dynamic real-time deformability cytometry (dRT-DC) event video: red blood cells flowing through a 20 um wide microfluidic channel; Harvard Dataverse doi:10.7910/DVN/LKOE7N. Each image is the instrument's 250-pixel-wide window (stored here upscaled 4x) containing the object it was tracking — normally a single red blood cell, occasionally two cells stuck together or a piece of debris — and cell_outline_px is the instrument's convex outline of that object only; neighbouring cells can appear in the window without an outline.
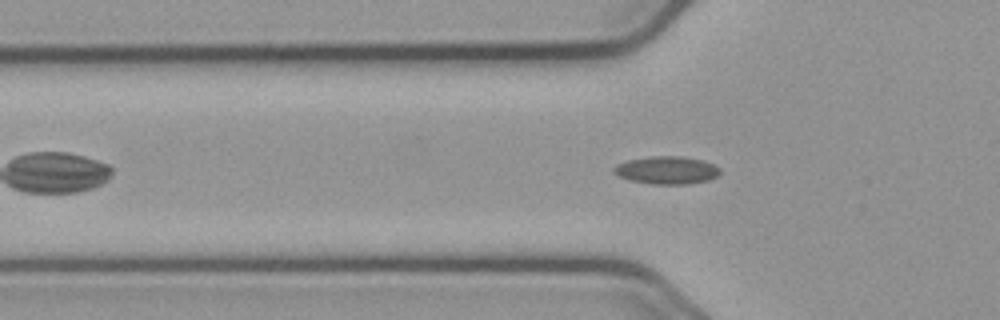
{"species": "common noctule bat (a hibernating species)", "species_latin": "Nyctalus noctula", "temperature_condition": "cold", "stored_images_in_passage": 50, "camera_frame_rate_fps": 3000, "um_per_image_px": 0.085, "animal": {"sex": "male", "body_mass_g": 23.1, "forearm_length_mm": 52.7}, "frame": {"image": 1, "passage_image": 11, "time_ms": 3.333, "image_size_px": [1000, 320], "cell_outline_px": [[720, 172], [716, 176], [708, 180], [688, 184], [652, 184], [628, 180], [612, 172], [612, 168], [616, 164], [628, 160], [652, 156], [684, 156], [704, 160], [720, 168]], "centroid_in_image_um": [56.65, 14.46], "position_along_channel_um": 69.1, "area_um2": 17.28}}
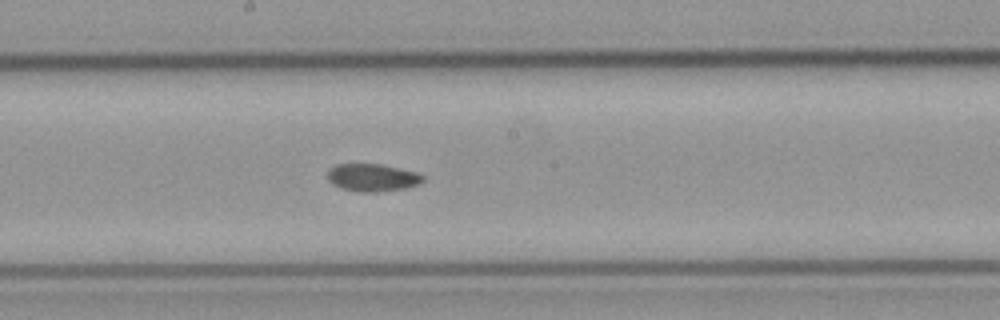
{"frame": {"image": 2, "passage_image": 23, "time_ms": 7.333, "image_size_px": [1000, 320], "cell_outline_px": [[424, 180], [420, 184], [404, 188], [376, 192], [360, 192], [340, 188], [332, 184], [328, 180], [328, 168], [336, 164], [380, 164], [416, 172], [424, 176]], "centroid_in_image_um": [31.63, 15.09], "position_along_channel_um": 216.6, "area_um2": 15.37}}
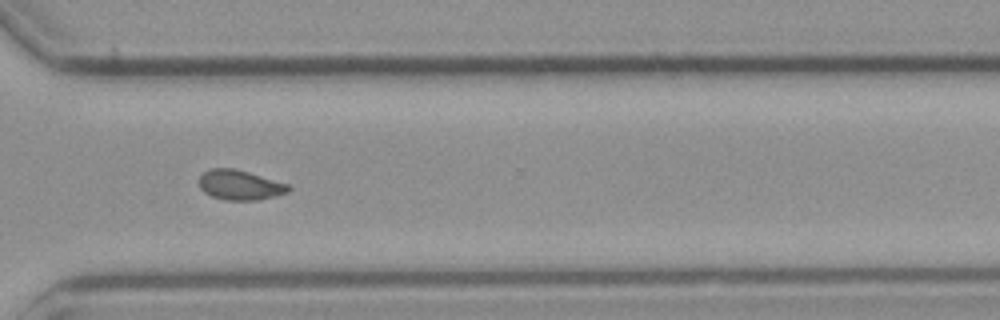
{"frame": {"image": 3, "passage_image": 34, "time_ms": 11.0, "image_size_px": [1000, 320], "cell_outline_px": [[292, 188], [288, 192], [260, 200], [224, 200], [212, 196], [204, 192], [200, 188], [200, 176], [208, 168], [236, 168], [288, 184]], "centroid_in_image_um": [20.39, 15.72], "position_along_channel_um": 350.2, "area_um2": 15.61}, "authors_computed_cell_mechanics": {"area_um2": 15.4615, "velocity_mm_per_s": 3.6577, "shape_relaxation_time_tau1_ms": null, "shape_relaxation_time_tau2_ms": 2.5305, "deformation_change_tau1": null, "deformation_change_tau2": 0.0586}}